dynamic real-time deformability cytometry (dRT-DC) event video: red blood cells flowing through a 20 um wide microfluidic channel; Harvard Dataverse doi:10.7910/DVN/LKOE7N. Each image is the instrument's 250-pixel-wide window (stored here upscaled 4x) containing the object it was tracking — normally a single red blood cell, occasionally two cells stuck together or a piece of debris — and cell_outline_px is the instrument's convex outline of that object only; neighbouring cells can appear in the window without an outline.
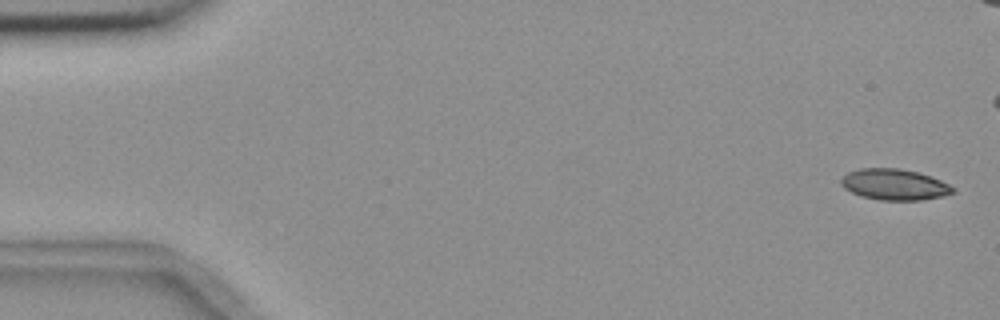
{"species": "common noctule bat (a hibernating species)", "species_latin": "Nyctalus noctula", "temperature_condition": "room temperature", "stored_images_in_passage": 6, "camera_frame_rate_fps": 3000, "um_per_image_px": 0.085, "animal": {"sex": "female", "body_mass_g": 18.4}, "frame": {"image": 1, "passage_image": 1, "time_ms": 0.0, "image_size_px": [1000, 320], "cell_outline_px": [[956, 192], [940, 196], [920, 200], [880, 200], [860, 196], [844, 188], [840, 184], [840, 180], [848, 172], [860, 168], [900, 168], [916, 172], [940, 180], [956, 188]], "centroid_in_image_um": [76.0, 15.68], "position_along_channel_um": 9.0, "area_um2": 20.11}}